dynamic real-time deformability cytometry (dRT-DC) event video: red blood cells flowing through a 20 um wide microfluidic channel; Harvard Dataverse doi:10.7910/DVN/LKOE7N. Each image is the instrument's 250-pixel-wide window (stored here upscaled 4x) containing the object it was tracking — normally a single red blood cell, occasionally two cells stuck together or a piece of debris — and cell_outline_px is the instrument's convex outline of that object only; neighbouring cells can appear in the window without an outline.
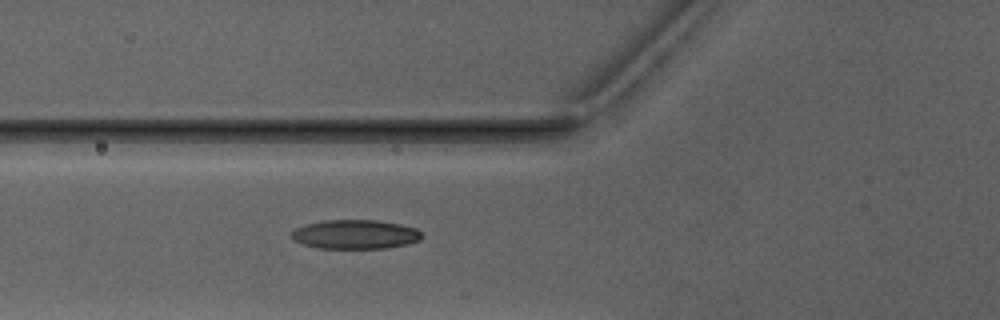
{"species": "Egyptian fruit bat (a non-hibernating species)", "species_latin": "Rousettus aegyptiacus", "temperature_condition": "warm", "stored_images_in_passage": 5, "camera_frame_rate_fps": 3000, "um_per_image_px": 0.085, "animal": {"sex": "male"}, "frame": {"image": 1, "passage_image": 5, "time_ms": 4.667, "image_size_px": [1000, 320], "cell_outline_px": [[424, 236], [420, 240], [408, 244], [388, 248], [320, 248], [304, 244], [296, 240], [292, 236], [292, 232], [296, 228], [304, 224], [324, 220], [376, 220], [400, 224], [416, 228]], "centroid_in_image_um": [30.24, 19.91], "position_along_channel_um": 95.6, "area_um2": 22.08}}